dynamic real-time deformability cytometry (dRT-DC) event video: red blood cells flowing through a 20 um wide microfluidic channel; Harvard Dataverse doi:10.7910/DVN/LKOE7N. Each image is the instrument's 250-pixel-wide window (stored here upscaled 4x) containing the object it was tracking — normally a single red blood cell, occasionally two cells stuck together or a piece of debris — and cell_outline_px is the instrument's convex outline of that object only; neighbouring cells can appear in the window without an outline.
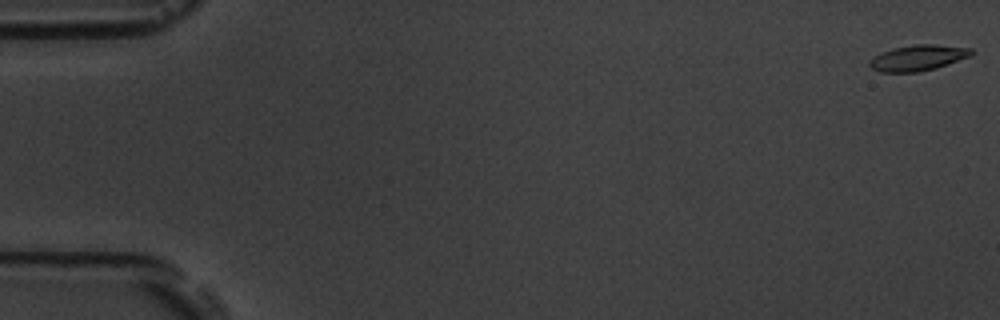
{"species": "common noctule bat (a hibernating species)", "species_latin": "Nyctalus noctula", "temperature_condition": "room temperature", "stored_images_in_passage": 55, "camera_frame_rate_fps": 3000, "um_per_image_px": 0.085, "animal": {"sex": "male", "body_mass_g": 19.5, "forearm_length_mm": 54.6}, "frame": {"image": 1, "passage_image": 1, "time_ms": 0.0, "image_size_px": [1000, 320], "cell_outline_px": [[976, 52], [972, 56], [936, 68], [920, 72], [880, 72], [872, 68], [868, 64], [876, 56], [892, 48], [916, 44], [936, 44], [972, 48]], "centroid_in_image_um": [78.12, 4.91], "position_along_channel_um": 6.9, "area_um2": 15.32}}
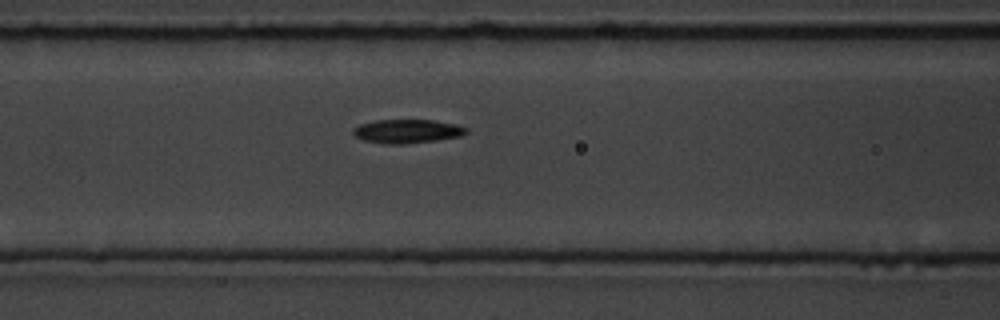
{"frame": {"image": 2, "passage_image": 23, "time_ms": 7.333, "image_size_px": [1000, 320], "cell_outline_px": [[468, 132], [460, 136], [436, 140], [400, 144], [384, 144], [364, 140], [356, 136], [352, 132], [352, 128], [360, 124], [376, 120], [432, 120], [456, 124], [468, 128]], "centroid_in_image_um": [34.6, 11.15], "position_along_channel_um": 132.0, "area_um2": 15.61}}
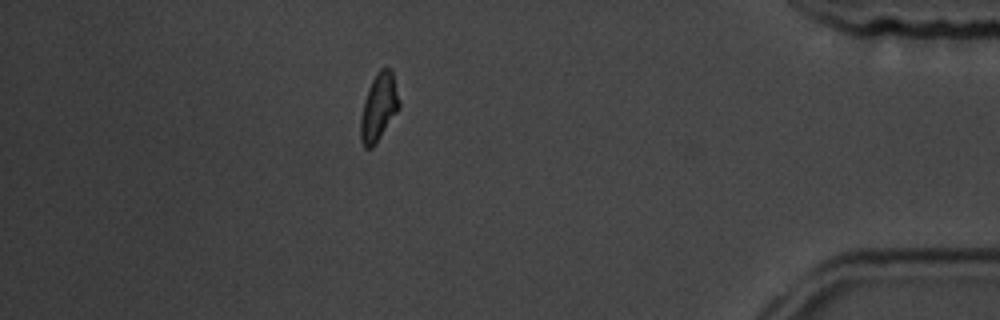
{"frame": {"image": 3, "passage_image": 48, "time_ms": 15.667, "image_size_px": [1000, 320], "cell_outline_px": [[400, 108], [372, 148], [364, 148], [360, 140], [360, 116], [364, 100], [368, 88], [376, 72], [380, 68], [392, 68], [400, 100]], "centroid_in_image_um": [32.19, 9.09], "position_along_channel_um": 403.0, "area_um2": 15.37}, "authors_computed_cell_mechanics": {"area_um2": 15.317, "velocity_mm_per_s": 3.778, "shape_relaxation_time_tau1_ms": 5.7418, "shape_relaxation_time_tau2_ms": null, "deformation_change_tau1": 0.1405, "deformation_change_tau2": null}}